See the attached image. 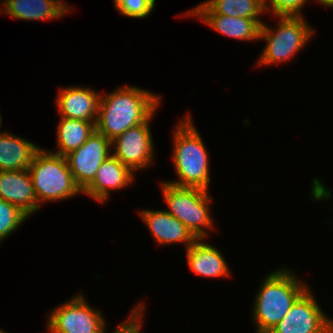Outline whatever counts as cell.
I'll return each mask as SVG.
<instances>
[{
    "instance_id": "cell-22",
    "label": "cell",
    "mask_w": 333,
    "mask_h": 333,
    "mask_svg": "<svg viewBox=\"0 0 333 333\" xmlns=\"http://www.w3.org/2000/svg\"><path fill=\"white\" fill-rule=\"evenodd\" d=\"M116 11L128 18L144 19L155 9L156 0H113Z\"/></svg>"
},
{
    "instance_id": "cell-14",
    "label": "cell",
    "mask_w": 333,
    "mask_h": 333,
    "mask_svg": "<svg viewBox=\"0 0 333 333\" xmlns=\"http://www.w3.org/2000/svg\"><path fill=\"white\" fill-rule=\"evenodd\" d=\"M0 198L18 206L29 217L40 210L28 169L0 171Z\"/></svg>"
},
{
    "instance_id": "cell-7",
    "label": "cell",
    "mask_w": 333,
    "mask_h": 333,
    "mask_svg": "<svg viewBox=\"0 0 333 333\" xmlns=\"http://www.w3.org/2000/svg\"><path fill=\"white\" fill-rule=\"evenodd\" d=\"M100 310L89 305L83 294H77L47 316L49 333H102L107 324Z\"/></svg>"
},
{
    "instance_id": "cell-26",
    "label": "cell",
    "mask_w": 333,
    "mask_h": 333,
    "mask_svg": "<svg viewBox=\"0 0 333 333\" xmlns=\"http://www.w3.org/2000/svg\"><path fill=\"white\" fill-rule=\"evenodd\" d=\"M329 333H333V318H329Z\"/></svg>"
},
{
    "instance_id": "cell-3",
    "label": "cell",
    "mask_w": 333,
    "mask_h": 333,
    "mask_svg": "<svg viewBox=\"0 0 333 333\" xmlns=\"http://www.w3.org/2000/svg\"><path fill=\"white\" fill-rule=\"evenodd\" d=\"M174 129L173 165L178 177L170 184L209 190L211 182L209 154L190 114Z\"/></svg>"
},
{
    "instance_id": "cell-8",
    "label": "cell",
    "mask_w": 333,
    "mask_h": 333,
    "mask_svg": "<svg viewBox=\"0 0 333 333\" xmlns=\"http://www.w3.org/2000/svg\"><path fill=\"white\" fill-rule=\"evenodd\" d=\"M153 114L146 122L127 129L111 141L112 153L134 173L146 169L154 162V142L150 130ZM150 164V165H149Z\"/></svg>"
},
{
    "instance_id": "cell-15",
    "label": "cell",
    "mask_w": 333,
    "mask_h": 333,
    "mask_svg": "<svg viewBox=\"0 0 333 333\" xmlns=\"http://www.w3.org/2000/svg\"><path fill=\"white\" fill-rule=\"evenodd\" d=\"M1 4L2 14L27 21L58 19L72 8L64 0H3Z\"/></svg>"
},
{
    "instance_id": "cell-2",
    "label": "cell",
    "mask_w": 333,
    "mask_h": 333,
    "mask_svg": "<svg viewBox=\"0 0 333 333\" xmlns=\"http://www.w3.org/2000/svg\"><path fill=\"white\" fill-rule=\"evenodd\" d=\"M287 267L272 270L261 282L252 307L256 333H269L309 288Z\"/></svg>"
},
{
    "instance_id": "cell-13",
    "label": "cell",
    "mask_w": 333,
    "mask_h": 333,
    "mask_svg": "<svg viewBox=\"0 0 333 333\" xmlns=\"http://www.w3.org/2000/svg\"><path fill=\"white\" fill-rule=\"evenodd\" d=\"M139 215L159 245L183 243L187 249L197 240L181 221L166 210L144 209L139 210Z\"/></svg>"
},
{
    "instance_id": "cell-16",
    "label": "cell",
    "mask_w": 333,
    "mask_h": 333,
    "mask_svg": "<svg viewBox=\"0 0 333 333\" xmlns=\"http://www.w3.org/2000/svg\"><path fill=\"white\" fill-rule=\"evenodd\" d=\"M185 250L187 264L191 272L208 278H224L231 275L222 252L206 243L205 239H197Z\"/></svg>"
},
{
    "instance_id": "cell-18",
    "label": "cell",
    "mask_w": 333,
    "mask_h": 333,
    "mask_svg": "<svg viewBox=\"0 0 333 333\" xmlns=\"http://www.w3.org/2000/svg\"><path fill=\"white\" fill-rule=\"evenodd\" d=\"M188 17L197 16L203 23L229 38L258 41L260 40V29L264 23L260 19L242 17H230L219 14H188Z\"/></svg>"
},
{
    "instance_id": "cell-11",
    "label": "cell",
    "mask_w": 333,
    "mask_h": 333,
    "mask_svg": "<svg viewBox=\"0 0 333 333\" xmlns=\"http://www.w3.org/2000/svg\"><path fill=\"white\" fill-rule=\"evenodd\" d=\"M134 180L135 173L111 154L101 164L94 181L82 194L103 204L109 200L111 191L124 189L131 185Z\"/></svg>"
},
{
    "instance_id": "cell-12",
    "label": "cell",
    "mask_w": 333,
    "mask_h": 333,
    "mask_svg": "<svg viewBox=\"0 0 333 333\" xmlns=\"http://www.w3.org/2000/svg\"><path fill=\"white\" fill-rule=\"evenodd\" d=\"M59 89L56 103L60 117L96 122L100 92L79 86Z\"/></svg>"
},
{
    "instance_id": "cell-19",
    "label": "cell",
    "mask_w": 333,
    "mask_h": 333,
    "mask_svg": "<svg viewBox=\"0 0 333 333\" xmlns=\"http://www.w3.org/2000/svg\"><path fill=\"white\" fill-rule=\"evenodd\" d=\"M266 10L264 0H207L186 12L188 14H219L230 17L261 19Z\"/></svg>"
},
{
    "instance_id": "cell-5",
    "label": "cell",
    "mask_w": 333,
    "mask_h": 333,
    "mask_svg": "<svg viewBox=\"0 0 333 333\" xmlns=\"http://www.w3.org/2000/svg\"><path fill=\"white\" fill-rule=\"evenodd\" d=\"M162 197L169 207L166 211L181 221L197 239L210 237L214 228L210 216L211 201L209 191L194 187H179L163 181L160 184Z\"/></svg>"
},
{
    "instance_id": "cell-17",
    "label": "cell",
    "mask_w": 333,
    "mask_h": 333,
    "mask_svg": "<svg viewBox=\"0 0 333 333\" xmlns=\"http://www.w3.org/2000/svg\"><path fill=\"white\" fill-rule=\"evenodd\" d=\"M31 140L4 131L0 133V171L26 170L40 149Z\"/></svg>"
},
{
    "instance_id": "cell-6",
    "label": "cell",
    "mask_w": 333,
    "mask_h": 333,
    "mask_svg": "<svg viewBox=\"0 0 333 333\" xmlns=\"http://www.w3.org/2000/svg\"><path fill=\"white\" fill-rule=\"evenodd\" d=\"M277 27L261 25L259 39L265 40L266 45L259 57L257 66L274 65L287 62L297 52L304 48L315 33V29L301 17H277Z\"/></svg>"
},
{
    "instance_id": "cell-24",
    "label": "cell",
    "mask_w": 333,
    "mask_h": 333,
    "mask_svg": "<svg viewBox=\"0 0 333 333\" xmlns=\"http://www.w3.org/2000/svg\"><path fill=\"white\" fill-rule=\"evenodd\" d=\"M141 303V304H140ZM134 309L130 312V316L120 323L113 333H141V328L143 326V312L145 310L144 303L140 302ZM106 324L104 325L103 332H106Z\"/></svg>"
},
{
    "instance_id": "cell-23",
    "label": "cell",
    "mask_w": 333,
    "mask_h": 333,
    "mask_svg": "<svg viewBox=\"0 0 333 333\" xmlns=\"http://www.w3.org/2000/svg\"><path fill=\"white\" fill-rule=\"evenodd\" d=\"M309 0H264L266 12L275 17H301V10ZM316 2V0H314Z\"/></svg>"
},
{
    "instance_id": "cell-4",
    "label": "cell",
    "mask_w": 333,
    "mask_h": 333,
    "mask_svg": "<svg viewBox=\"0 0 333 333\" xmlns=\"http://www.w3.org/2000/svg\"><path fill=\"white\" fill-rule=\"evenodd\" d=\"M39 207L82 194L65 156L40 148L28 168Z\"/></svg>"
},
{
    "instance_id": "cell-25",
    "label": "cell",
    "mask_w": 333,
    "mask_h": 333,
    "mask_svg": "<svg viewBox=\"0 0 333 333\" xmlns=\"http://www.w3.org/2000/svg\"><path fill=\"white\" fill-rule=\"evenodd\" d=\"M317 3H320L324 7L333 8V0H316Z\"/></svg>"
},
{
    "instance_id": "cell-21",
    "label": "cell",
    "mask_w": 333,
    "mask_h": 333,
    "mask_svg": "<svg viewBox=\"0 0 333 333\" xmlns=\"http://www.w3.org/2000/svg\"><path fill=\"white\" fill-rule=\"evenodd\" d=\"M28 218L29 216L18 206L0 198V242L9 237Z\"/></svg>"
},
{
    "instance_id": "cell-20",
    "label": "cell",
    "mask_w": 333,
    "mask_h": 333,
    "mask_svg": "<svg viewBox=\"0 0 333 333\" xmlns=\"http://www.w3.org/2000/svg\"><path fill=\"white\" fill-rule=\"evenodd\" d=\"M96 122L61 117L57 125V150L53 153L66 156L78 149L96 131Z\"/></svg>"
},
{
    "instance_id": "cell-10",
    "label": "cell",
    "mask_w": 333,
    "mask_h": 333,
    "mask_svg": "<svg viewBox=\"0 0 333 333\" xmlns=\"http://www.w3.org/2000/svg\"><path fill=\"white\" fill-rule=\"evenodd\" d=\"M308 288L269 333H329V317Z\"/></svg>"
},
{
    "instance_id": "cell-1",
    "label": "cell",
    "mask_w": 333,
    "mask_h": 333,
    "mask_svg": "<svg viewBox=\"0 0 333 333\" xmlns=\"http://www.w3.org/2000/svg\"><path fill=\"white\" fill-rule=\"evenodd\" d=\"M160 101L159 95L130 85L106 95L101 93L96 131L112 141L127 129L146 122L156 113Z\"/></svg>"
},
{
    "instance_id": "cell-9",
    "label": "cell",
    "mask_w": 333,
    "mask_h": 333,
    "mask_svg": "<svg viewBox=\"0 0 333 333\" xmlns=\"http://www.w3.org/2000/svg\"><path fill=\"white\" fill-rule=\"evenodd\" d=\"M111 154V141L95 131L78 149L65 156L82 192L94 181L97 170Z\"/></svg>"
},
{
    "instance_id": "cell-27",
    "label": "cell",
    "mask_w": 333,
    "mask_h": 333,
    "mask_svg": "<svg viewBox=\"0 0 333 333\" xmlns=\"http://www.w3.org/2000/svg\"><path fill=\"white\" fill-rule=\"evenodd\" d=\"M1 125H2V117H1V114H0V127H1ZM0 133H2V132H0Z\"/></svg>"
}]
</instances>
